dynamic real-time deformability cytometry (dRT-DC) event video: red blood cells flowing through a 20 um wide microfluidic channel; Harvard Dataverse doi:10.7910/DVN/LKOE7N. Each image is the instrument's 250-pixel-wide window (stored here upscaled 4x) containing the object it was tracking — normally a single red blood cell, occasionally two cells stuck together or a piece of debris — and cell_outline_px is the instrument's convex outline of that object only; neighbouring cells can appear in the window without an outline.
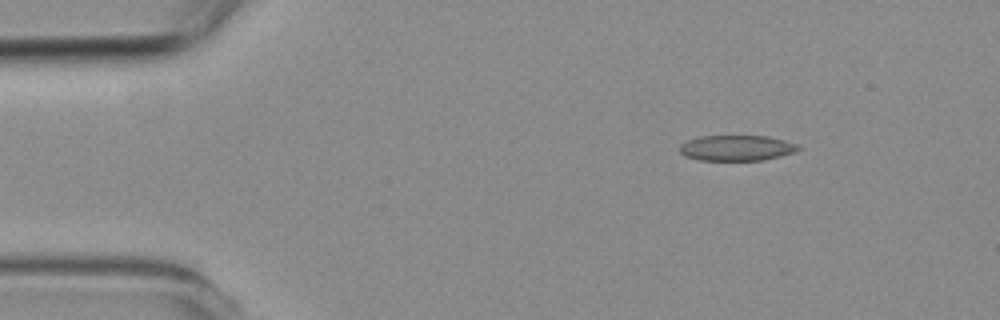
{"species": "common noctule bat (a hibernating species)", "species_latin": "Nyctalus noctula", "temperature_condition": "room temperature", "stored_images_in_passage": 4, "camera_frame_rate_fps": 3000, "um_per_image_px": 0.085, "animal": {"sex": "female", "body_mass_g": 19.3, "forearm_length_mm": 54.1}, "frame": {"image": 1, "passage_image": 2, "time_ms": 1.333, "image_size_px": [1000, 320], "cell_outline_px": [[804, 148], [796, 152], [764, 160], [700, 160], [684, 156], [680, 152], [680, 144], [688, 140], [700, 136], [768, 136], [784, 140], [796, 144]], "centroid_in_image_um": [62.64, 12.58], "position_along_channel_um": 22.4, "area_um2": 17.74}}